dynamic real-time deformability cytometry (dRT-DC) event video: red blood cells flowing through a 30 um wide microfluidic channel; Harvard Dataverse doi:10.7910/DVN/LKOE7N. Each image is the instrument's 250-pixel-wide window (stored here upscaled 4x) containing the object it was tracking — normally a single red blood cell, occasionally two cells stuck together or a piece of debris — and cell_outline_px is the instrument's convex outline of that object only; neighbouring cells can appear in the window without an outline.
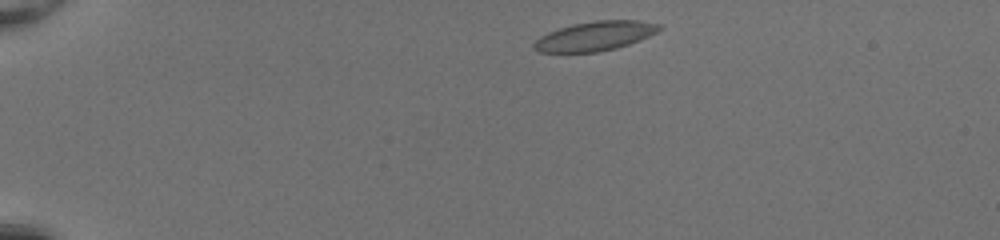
{"species": "common noctule bat (a hibernating species)", "species_latin": "Nyctalus noctula", "temperature_condition": "room temperature", "stored_images_in_passage": 42, "camera_frame_rate_fps": 3000, "um_per_image_px": 0.085, "animal": {"sex": "female", "body_mass_g": 20.0, "forearm_length_mm": 54.0}, "frame": {"image": 1, "passage_image": 2, "time_ms": 0.333, "image_size_px": [1000, 240], "cell_outline_px": [[664, 28], [640, 40], [616, 48], [596, 52], [536, 52], [532, 48], [532, 44], [540, 36], [548, 32], [572, 24], [596, 20], [640, 20], [660, 24]], "centroid_in_image_um": [50.57, 3.06], "position_along_channel_um": 34.4, "area_um2": 21.5}}
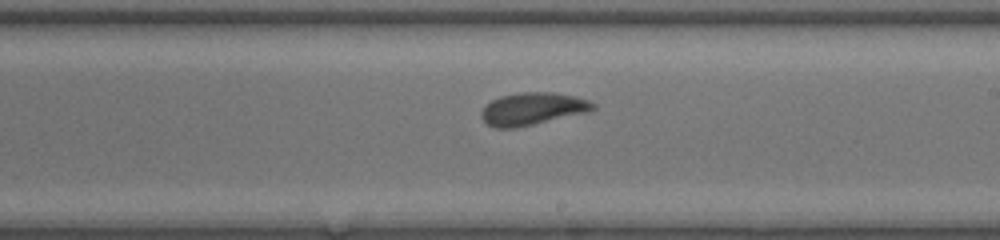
{"frame": {"image": 2, "passage_image": 23, "time_ms": 7.333, "image_size_px": [1000, 240], "cell_outline_px": [[596, 108], [588, 112], [532, 124], [512, 128], [496, 128], [488, 124], [480, 116], [480, 112], [492, 100], [500, 96], [524, 92], [552, 92], [576, 96], [588, 100], [596, 104]], "centroid_in_image_um": [45.28, 9.24], "position_along_channel_um": 243.7, "area_um2": 20.87}}
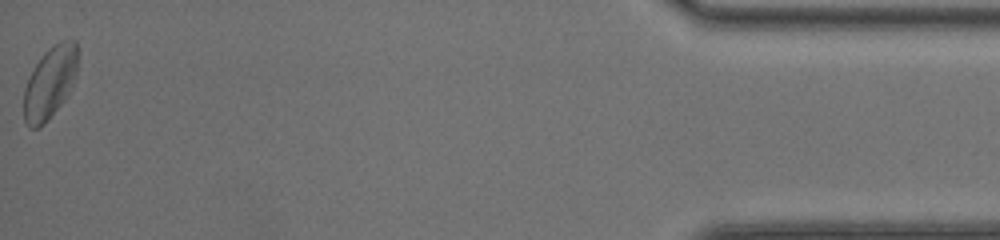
{"frame": {"image": 3, "passage_image": 42, "time_ms": 13.667, "image_size_px": [1000, 240], "cell_outline_px": [[80, 52], [76, 72], [68, 92], [64, 100], [44, 124], [40, 128], [28, 128], [24, 120], [24, 88], [36, 64], [44, 52], [48, 48], [60, 40], [76, 40]], "centroid_in_image_um": [4.26, 6.99], "position_along_channel_um": 430.9, "area_um2": 22.66}, "authors_computed_cell_mechanics": {"area_um2": 21.2704, "velocity_mm_per_s": 4.1856, "shape_relaxation_time_tau1_ms": 5.701, "shape_relaxation_time_tau2_ms": 1.3933, "deformation_change_tau1": 0.1426, "deformation_change_tau2": 0.0742}}